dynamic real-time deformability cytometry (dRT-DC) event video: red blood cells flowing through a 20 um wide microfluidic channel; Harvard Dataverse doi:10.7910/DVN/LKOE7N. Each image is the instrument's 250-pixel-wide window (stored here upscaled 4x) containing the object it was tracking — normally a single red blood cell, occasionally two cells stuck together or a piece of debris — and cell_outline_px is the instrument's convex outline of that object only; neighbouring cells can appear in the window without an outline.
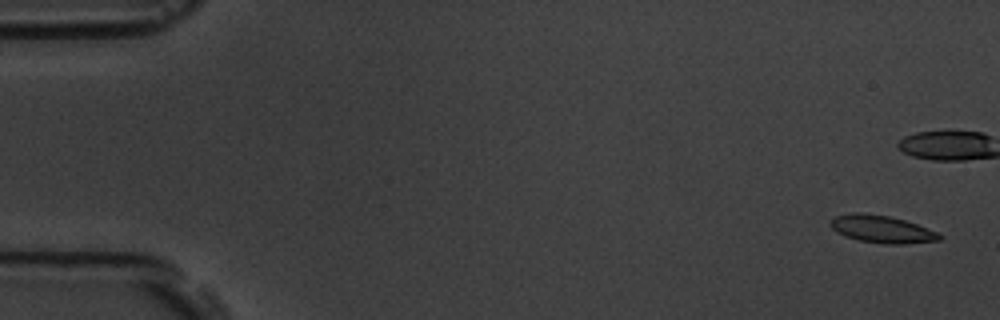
{"species": "common noctule bat (a hibernating species)", "species_latin": "Nyctalus noctula", "temperature_condition": "room temperature", "stored_images_in_passage": 2, "camera_frame_rate_fps": 3000, "um_per_image_px": 0.085, "animal": {"sex": "male", "body_mass_g": 19.5, "forearm_length_mm": 54.6}, "frame": {"image": 1, "passage_image": 1, "time_ms": 0.0, "image_size_px": [1000, 320], "cell_outline_px": [[944, 236], [940, 240], [904, 244], [884, 244], [860, 240], [844, 236], [836, 232], [828, 224], [836, 216], [852, 212], [860, 212], [888, 216], [904, 220], [916, 224], [936, 232]], "centroid_in_image_um": [74.93, 19.48], "position_along_channel_um": 10.1, "area_um2": 17.34}}